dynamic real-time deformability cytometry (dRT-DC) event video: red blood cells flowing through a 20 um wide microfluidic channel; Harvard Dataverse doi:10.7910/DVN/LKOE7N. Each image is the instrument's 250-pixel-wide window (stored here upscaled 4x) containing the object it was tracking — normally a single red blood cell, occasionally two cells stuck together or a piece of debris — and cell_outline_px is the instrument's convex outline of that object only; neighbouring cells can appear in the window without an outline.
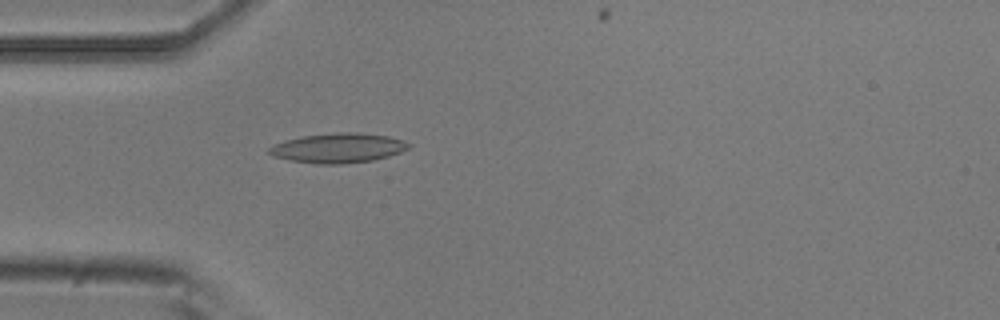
{"species": "common noctule bat (a hibernating species)", "species_latin": "Nyctalus noctula", "temperature_condition": "room temperature", "stored_images_in_passage": 5, "camera_frame_rate_fps": 3000, "um_per_image_px": 0.085, "animal": {"sex": "male", "body_mass_g": 20.5, "forearm_length_mm": 52.5}, "frame": {"image": 1, "passage_image": 5, "time_ms": 1.333, "image_size_px": [1000, 320], "cell_outline_px": [[412, 144], [408, 148], [400, 152], [388, 156], [372, 160], [340, 164], [320, 164], [292, 160], [276, 156], [264, 152], [268, 148], [284, 140], [300, 136], [336, 132], [360, 132], [388, 136], [404, 140]], "centroid_in_image_um": [28.75, 12.56], "position_along_channel_um": 56.3, "area_um2": 24.1}}